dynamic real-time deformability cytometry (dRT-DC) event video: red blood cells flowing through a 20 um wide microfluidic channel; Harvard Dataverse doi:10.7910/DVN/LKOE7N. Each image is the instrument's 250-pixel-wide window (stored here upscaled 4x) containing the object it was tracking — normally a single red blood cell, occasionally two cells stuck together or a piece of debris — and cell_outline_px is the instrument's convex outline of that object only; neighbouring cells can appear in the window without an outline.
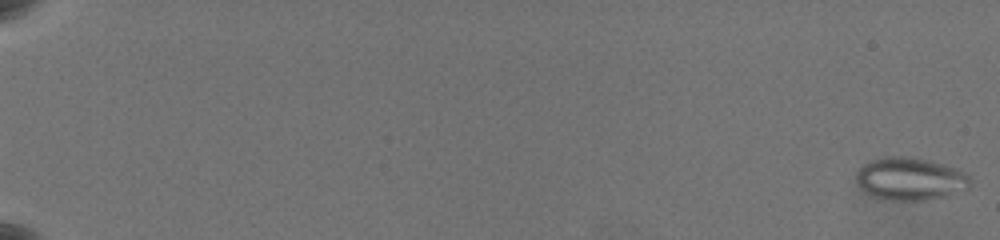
{"species": "common noctule bat (a hibernating species)", "species_latin": "Nyctalus noctula", "temperature_condition": "warm", "stored_images_in_passage": 38, "camera_frame_rate_fps": 3000, "um_per_image_px": 0.085, "animal": {"sex": "female", "body_mass_g": 19.5, "forearm_length_mm": 54.1}, "frame": {"image": 1, "passage_image": 1, "time_ms": 0.0, "image_size_px": [1000, 240], "cell_outline_px": [[968, 188], [948, 196], [920, 200], [896, 200], [876, 196], [864, 192], [856, 184], [856, 172], [864, 164], [872, 160], [884, 156], [908, 156], [928, 160], [956, 168], [964, 172], [968, 176]], "centroid_in_image_um": [77.33, 15.19], "position_along_channel_um": 7.7, "area_um2": 28.09}}
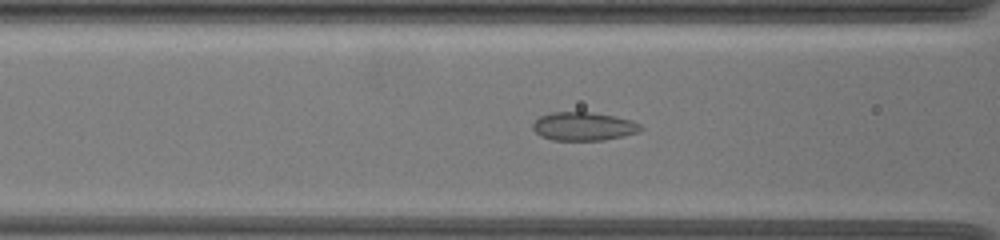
{"frame": {"image": 2, "passage_image": 24, "time_ms": 9.667, "image_size_px": [1000, 240], "cell_outline_px": [[644, 128], [640, 132], [624, 136], [604, 140], [552, 140], [540, 136], [532, 128], [532, 124], [540, 116], [552, 112], [592, 112], [616, 116], [632, 120], [640, 124]], "centroid_in_image_um": [49.63, 10.74], "position_along_channel_um": 117.0, "area_um2": 18.09}}
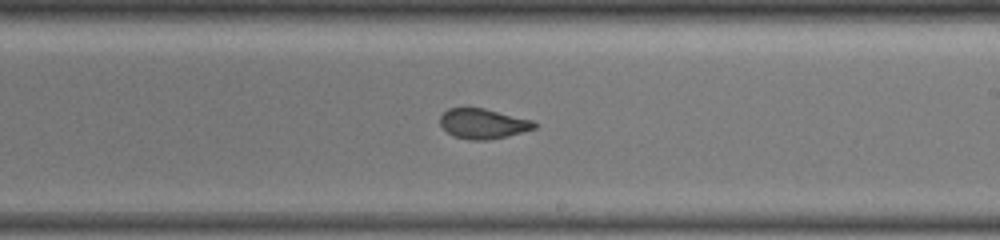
{"frame": {"image": 3, "passage_image": 38, "time_ms": 13.333, "image_size_px": [1000, 240], "cell_outline_px": [[540, 124], [536, 128], [508, 136], [488, 140], [472, 140], [452, 136], [440, 124], [440, 116], [448, 108], [484, 108], [532, 120]], "centroid_in_image_um": [41.08, 10.52], "position_along_channel_um": 247.9, "area_um2": 16.53}}